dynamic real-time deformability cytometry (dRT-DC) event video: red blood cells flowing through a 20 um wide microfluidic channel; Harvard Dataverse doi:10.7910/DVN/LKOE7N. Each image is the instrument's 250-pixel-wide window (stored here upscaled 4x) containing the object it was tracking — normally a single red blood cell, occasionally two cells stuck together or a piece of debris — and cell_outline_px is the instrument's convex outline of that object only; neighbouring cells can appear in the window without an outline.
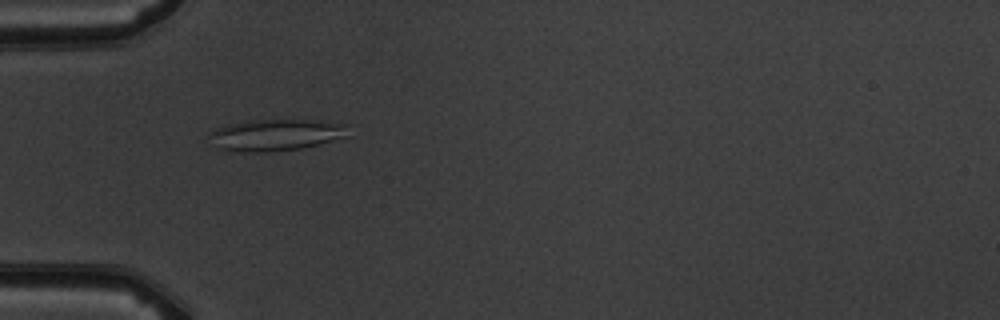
{"species": "common noctule bat (a hibernating species)", "species_latin": "Nyctalus noctula", "temperature_condition": "warm", "stored_images_in_passage": 6, "camera_frame_rate_fps": 3000, "um_per_image_px": 0.085, "animal": {"sex": "male", "body_mass_g": 19.5, "forearm_length_mm": 54.6}, "frame": {"image": 1, "passage_image": 1, "time_ms": 0.0, "image_size_px": [1000, 320], "cell_outline_px": [[348, 136], [304, 148], [264, 152], [240, 152], [216, 148], [208, 136], [216, 128], [228, 124], [248, 120], [308, 120], [348, 124]], "centroid_in_image_um": [23.43, 11.47], "position_along_channel_um": 61.6, "area_um2": 25.61}}
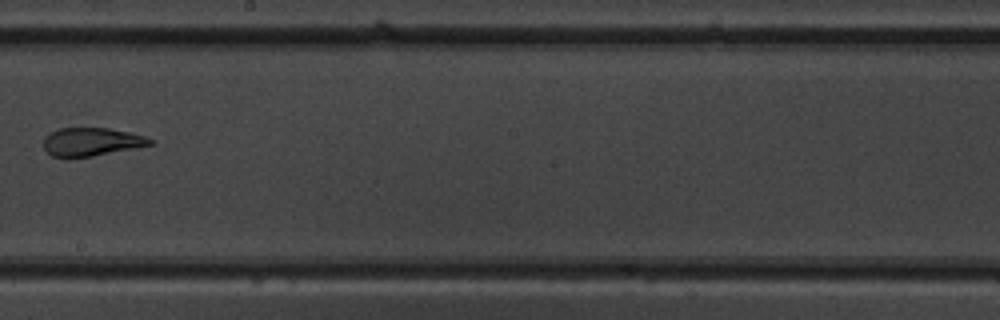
{"frame": {"image": 2, "passage_image": 5, "time_ms": 4.667, "image_size_px": [1000, 320], "cell_outline_px": [[156, 144], [136, 148], [92, 156], [68, 160], [52, 156], [44, 148], [44, 136], [60, 128], [108, 128], [128, 132], [144, 136], [156, 140]], "centroid_in_image_um": [7.79, 12.08], "position_along_channel_um": 240.4, "area_um2": 17.98}}
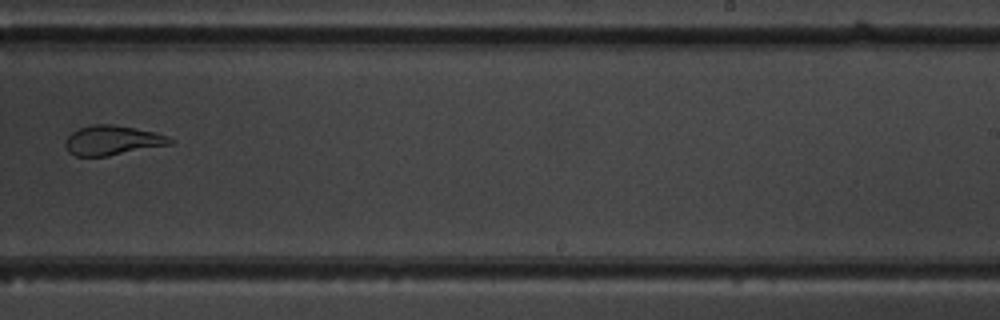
{"frame": {"image": 3, "passage_image": 6, "time_ms": 5.667, "image_size_px": [1000, 320], "cell_outline_px": [[176, 140], [172, 144], [108, 156], [76, 156], [68, 152], [64, 144], [64, 140], [72, 132], [80, 128], [92, 124], [112, 124], [156, 132], [168, 136]], "centroid_in_image_um": [9.56, 11.93], "position_along_channel_um": 279.4, "area_um2": 18.21}}